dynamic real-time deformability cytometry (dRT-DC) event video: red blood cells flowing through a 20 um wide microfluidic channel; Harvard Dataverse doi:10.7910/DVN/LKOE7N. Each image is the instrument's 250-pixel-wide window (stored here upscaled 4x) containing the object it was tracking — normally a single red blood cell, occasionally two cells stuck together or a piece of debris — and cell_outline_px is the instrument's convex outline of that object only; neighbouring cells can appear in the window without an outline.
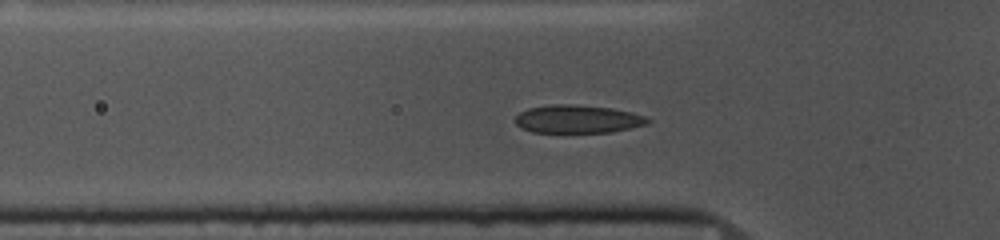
{"species": "common noctule bat (a hibernating species)", "species_latin": "Nyctalus noctula", "temperature_condition": "cold", "stored_images_in_passage": 47, "camera_frame_rate_fps": 3000, "um_per_image_px": 0.085, "animal": {"sex": "female", "body_mass_g": 10.0, "forearm_length_mm": 53.1}, "frame": {"image": 1, "passage_image": 8, "time_ms": 2.333, "image_size_px": [1000, 240], "cell_outline_px": [[652, 120], [648, 124], [632, 128], [612, 132], [532, 132], [520, 128], [516, 124], [516, 116], [520, 112], [528, 108], [552, 104], [572, 104], [612, 108], [632, 112], [644, 116]], "centroid_in_image_um": [49.12, 10.12], "position_along_channel_um": 76.7, "area_um2": 21.79}}
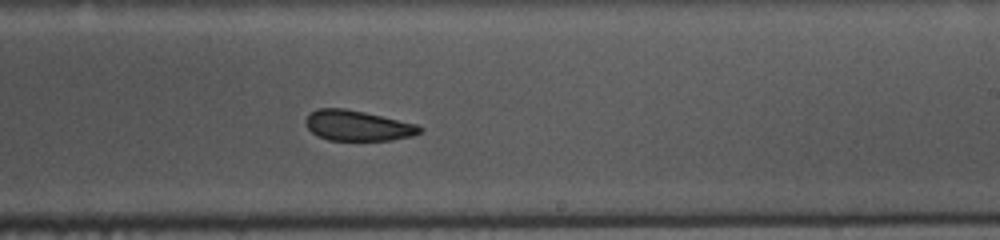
{"frame": {"image": 2, "passage_image": 23, "time_ms": 7.333, "image_size_px": [1000, 240], "cell_outline_px": [[424, 128], [420, 132], [412, 136], [392, 140], [328, 140], [312, 132], [304, 124], [304, 120], [316, 108], [344, 108], [364, 112], [416, 124]], "centroid_in_image_um": [30.39, 10.68], "position_along_channel_um": 258.6, "area_um2": 20.06}}
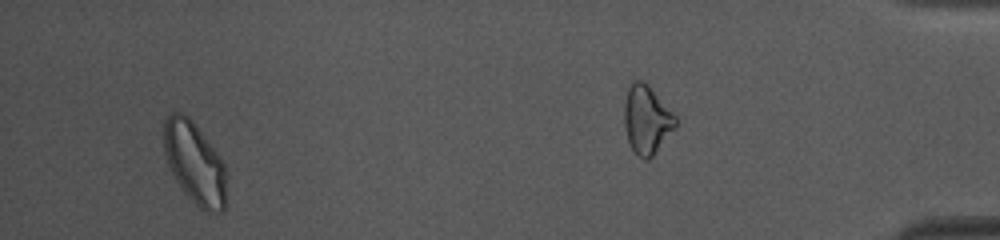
{"frame": {"image": 3, "passage_image": 43, "time_ms": 14.0, "image_size_px": [1000, 240], "cell_outline_px": [[228, 176], [224, 212], [208, 212], [200, 208], [180, 188], [168, 164], [164, 152], [164, 120], [172, 112], [180, 112], [188, 116], [196, 124], [220, 156], [228, 172]], "centroid_in_image_um": [16.59, 13.86], "position_along_channel_um": 418.6, "area_um2": 30.23}, "authors_computed_cell_mechanics": {"area_um2": 21.964, "velocity_mm_per_s": 3.6301, "shape_relaxation_time_tau1_ms": 7.0333, "shape_relaxation_time_tau2_ms": 4.6003, "deformation_change_tau1": 0.1245, "deformation_change_tau2": 0.0788}}